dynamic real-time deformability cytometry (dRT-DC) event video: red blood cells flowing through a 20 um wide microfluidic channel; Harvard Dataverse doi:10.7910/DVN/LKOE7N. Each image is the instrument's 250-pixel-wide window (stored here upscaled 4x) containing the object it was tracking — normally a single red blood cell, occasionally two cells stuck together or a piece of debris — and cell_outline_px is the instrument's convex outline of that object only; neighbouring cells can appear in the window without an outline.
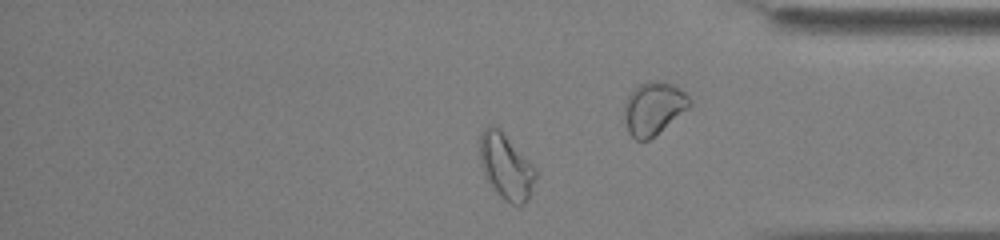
{"species": "common noctule bat (a hibernating species)", "species_latin": "Nyctalus noctula", "temperature_condition": "cold", "stored_images_in_passage": 46, "camera_frame_rate_fps": 3000, "um_per_image_px": 0.085, "animal": {"sex": "male", "body_mass_g": 13.0, "forearm_length_mm": 53.1}, "frame": {"image": 1, "passage_image": 40, "time_ms": 13.0, "image_size_px": [1000, 240], "cell_outline_px": [[536, 176], [528, 200], [524, 204], [512, 204], [504, 200], [496, 192], [488, 180], [480, 164], [480, 132], [488, 124], [496, 124], [500, 128], [536, 168]], "centroid_in_image_um": [43.0, 14.1], "position_along_channel_um": 392.2, "area_um2": 21.39}, "authors_computed_cell_mechanics": {"area_um2": 17.9758, "velocity_mm_per_s": 3.8445, "shape_relaxation_time_tau1_ms": null, "shape_relaxation_time_tau2_ms": 2.7044, "deformation_change_tau1": null, "deformation_change_tau2": 0.0879}}